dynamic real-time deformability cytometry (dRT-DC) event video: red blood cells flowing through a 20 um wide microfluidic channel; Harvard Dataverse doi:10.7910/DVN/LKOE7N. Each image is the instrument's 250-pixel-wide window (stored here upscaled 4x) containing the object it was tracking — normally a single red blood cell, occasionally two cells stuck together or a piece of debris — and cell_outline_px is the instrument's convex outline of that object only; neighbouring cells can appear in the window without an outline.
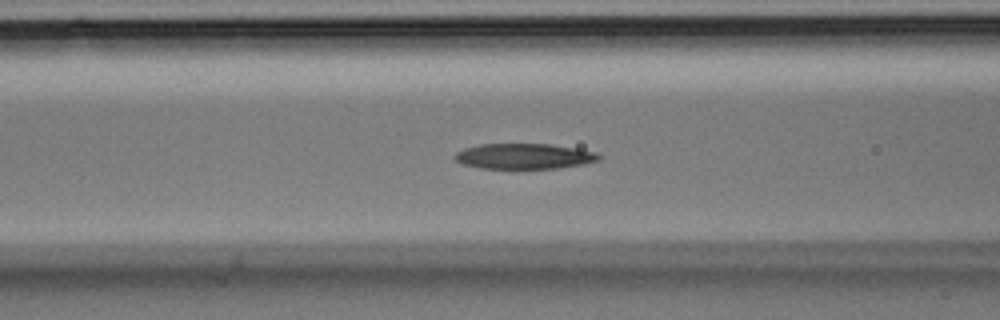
{"species": "Egyptian fruit bat (a non-hibernating species)", "species_latin": "Rousettus aegyptiacus", "temperature_condition": "room temperature", "stored_images_in_passage": 29, "segment_of_instrument_passage": [1, 2], "camera_frame_rate_fps": 3000, "um_per_image_px": 0.085, "animal": {"sex": "male"}, "frame": {"image": 1, "passage_image": 6, "time_ms": 1.667, "image_size_px": [1000, 320], "cell_outline_px": [[600, 160], [584, 164], [556, 168], [480, 168], [464, 164], [456, 160], [452, 156], [456, 152], [464, 148], [480, 144], [552, 144], [576, 148], [596, 152], [600, 156]], "centroid_in_image_um": [44.55, 13.27], "position_along_channel_um": 122.1, "area_um2": 21.33}}
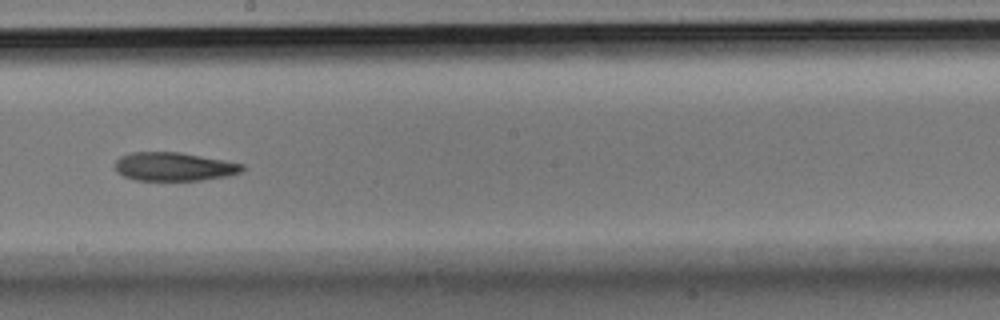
{"frame": {"image": 2, "passage_image": 12, "time_ms": 3.667, "image_size_px": [1000, 320], "cell_outline_px": [[244, 168], [240, 172], [228, 176], [200, 180], [136, 180], [124, 176], [116, 172], [116, 160], [120, 156], [132, 152], [180, 152], [224, 160], [244, 164]], "centroid_in_image_um": [14.78, 14.16], "position_along_channel_um": 233.4, "area_um2": 21.1}}
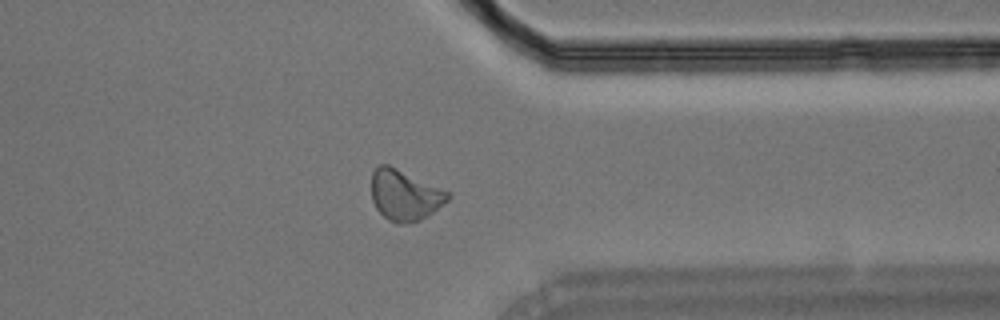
{"frame": {"image": 3, "passage_image": 20, "time_ms": 6.333, "image_size_px": [1000, 320], "cell_outline_px": [[452, 196], [444, 204], [420, 220], [400, 224], [396, 224], [388, 220], [376, 208], [372, 200], [372, 172], [376, 164], [388, 164], [452, 192]], "centroid_in_image_um": [34.41, 16.56], "position_along_channel_um": 377.0, "area_um2": 22.77}}